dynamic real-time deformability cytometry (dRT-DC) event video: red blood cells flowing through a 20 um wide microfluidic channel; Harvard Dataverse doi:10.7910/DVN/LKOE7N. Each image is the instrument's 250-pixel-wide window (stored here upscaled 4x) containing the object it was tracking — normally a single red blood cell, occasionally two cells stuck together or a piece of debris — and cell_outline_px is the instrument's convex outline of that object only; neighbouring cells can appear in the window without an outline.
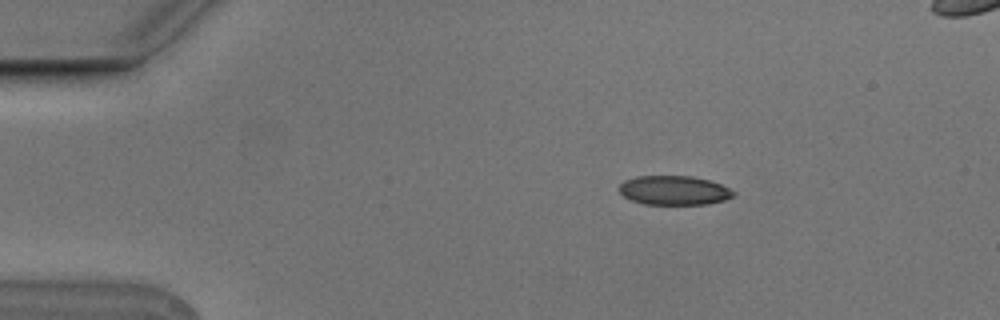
{"species": "Egyptian fruit bat (a non-hibernating species)", "species_latin": "Rousettus aegyptiacus", "temperature_condition": "cold", "stored_images_in_passage": 4, "camera_frame_rate_fps": 3000, "um_per_image_px": 0.085, "animal": {"sex": "male"}, "frame": {"image": 1, "passage_image": 1, "time_ms": 0.0, "image_size_px": [1000, 320], "cell_outline_px": [[736, 196], [724, 200], [708, 204], [644, 204], [632, 200], [624, 196], [620, 192], [620, 184], [624, 180], [636, 176], [692, 176], [708, 180], [720, 184], [736, 192]], "centroid_in_image_um": [57.31, 16.18], "position_along_channel_um": 27.7, "area_um2": 19.42}}